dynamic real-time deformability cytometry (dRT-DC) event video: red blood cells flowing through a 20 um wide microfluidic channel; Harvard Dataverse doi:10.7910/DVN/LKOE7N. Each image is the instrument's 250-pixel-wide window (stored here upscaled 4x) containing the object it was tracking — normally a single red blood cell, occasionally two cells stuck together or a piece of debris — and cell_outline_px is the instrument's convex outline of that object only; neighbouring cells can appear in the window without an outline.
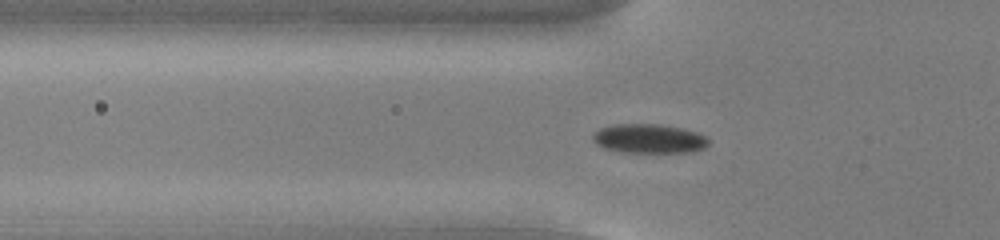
{"species": "common noctule bat (a hibernating species)", "species_latin": "Nyctalus noctula", "temperature_condition": "cold", "stored_images_in_passage": 55, "camera_frame_rate_fps": 3000, "um_per_image_px": 0.085, "animal": {"sex": "male", "body_mass_g": 13.0, "forearm_length_mm": 53.1}, "frame": {"image": 1, "passage_image": 19, "time_ms": 6.0, "image_size_px": [1000, 240], "cell_outline_px": [[708, 144], [704, 148], [696, 152], [620, 152], [604, 148], [596, 144], [592, 140], [592, 136], [600, 128], [616, 124], [660, 124], [684, 128], [700, 132], [708, 140]], "centroid_in_image_um": [55.19, 11.78], "position_along_channel_um": 70.6, "area_um2": 19.88}}
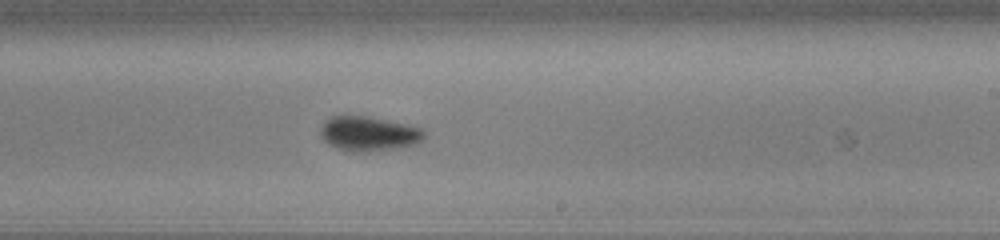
{"frame": {"image": 2, "passage_image": 34, "time_ms": 11.0, "image_size_px": [1000, 240], "cell_outline_px": [[424, 140], [416, 144], [404, 148], [368, 152], [344, 152], [328, 144], [320, 136], [320, 128], [328, 116], [364, 116], [388, 120], [408, 124], [420, 128], [424, 132]], "centroid_in_image_um": [31.33, 11.39], "position_along_channel_um": 257.7, "area_um2": 21.44}}
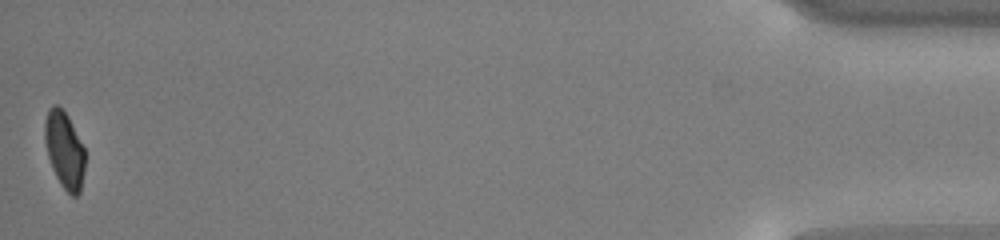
{"frame": {"image": 3, "passage_image": 55, "time_ms": 18.0, "image_size_px": [1000, 240], "cell_outline_px": [[84, 172], [80, 192], [76, 196], [72, 196], [60, 184], [52, 168], [48, 156], [44, 140], [44, 120], [48, 108], [52, 104], [56, 104], [68, 116], [84, 148]], "centroid_in_image_um": [5.45, 12.73], "position_along_channel_um": 429.7, "area_um2": 17.98}, "authors_computed_cell_mechanics": {"area_um2": 19.5364, "velocity_mm_per_s": 3.7527, "shape_relaxation_time_tau1_ms": 2.6222, "shape_relaxation_time_tau2_ms": null, "deformation_change_tau1": 0.0918, "deformation_change_tau2": null}}